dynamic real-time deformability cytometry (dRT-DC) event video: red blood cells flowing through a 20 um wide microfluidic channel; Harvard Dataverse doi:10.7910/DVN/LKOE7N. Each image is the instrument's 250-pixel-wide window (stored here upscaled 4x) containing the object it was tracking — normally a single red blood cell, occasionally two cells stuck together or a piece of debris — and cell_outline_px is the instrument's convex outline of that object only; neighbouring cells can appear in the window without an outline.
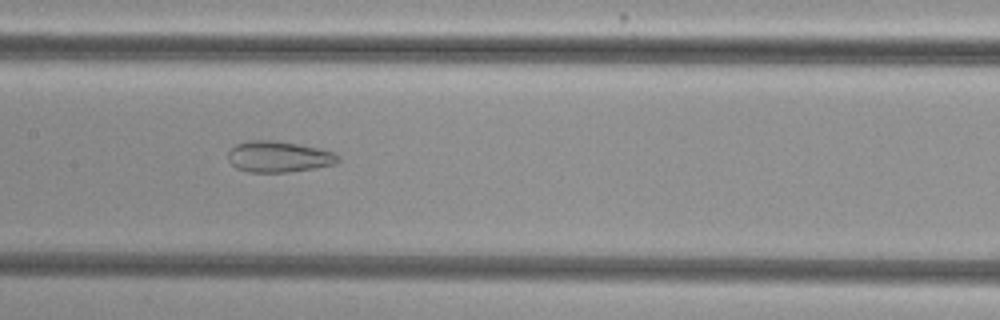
{"species": "common noctule bat (a hibernating species)", "species_latin": "Nyctalus noctula", "temperature_condition": "cold", "stored_images_in_passage": 51, "camera_frame_rate_fps": 3000, "um_per_image_px": 0.085, "animal": {"sex": "female", "body_mass_g": 29.2, "forearm_length_mm": 56.3}, "frame": {"image": 1, "passage_image": 28, "time_ms": 9.0, "image_size_px": [1000, 320], "cell_outline_px": [[340, 160], [336, 164], [288, 172], [248, 172], [236, 168], [228, 160], [228, 152], [236, 144], [248, 140], [276, 140], [300, 144], [332, 152], [340, 156]], "centroid_in_image_um": [23.67, 13.31], "position_along_channel_um": 183.7, "area_um2": 19.94}}
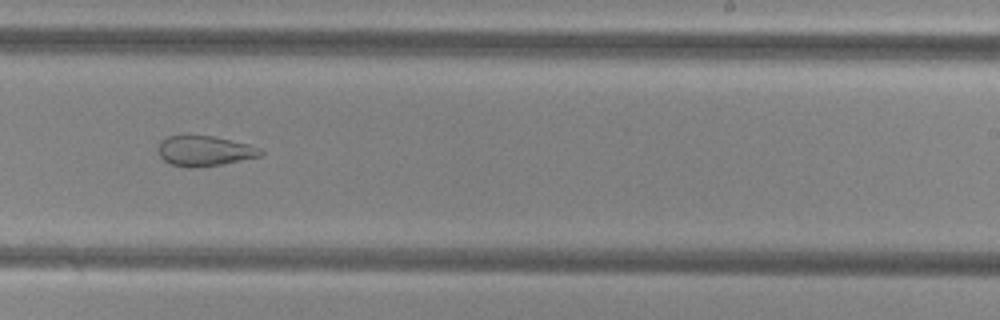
{"frame": {"image": 2, "passage_image": 35, "time_ms": 11.333, "image_size_px": [1000, 320], "cell_outline_px": [[264, 152], [260, 156], [224, 164], [196, 168], [188, 168], [172, 164], [164, 160], [160, 156], [160, 140], [168, 136], [212, 136], [248, 144], [260, 148]], "centroid_in_image_um": [17.41, 12.84], "position_along_channel_um": 271.6, "area_um2": 17.86}}
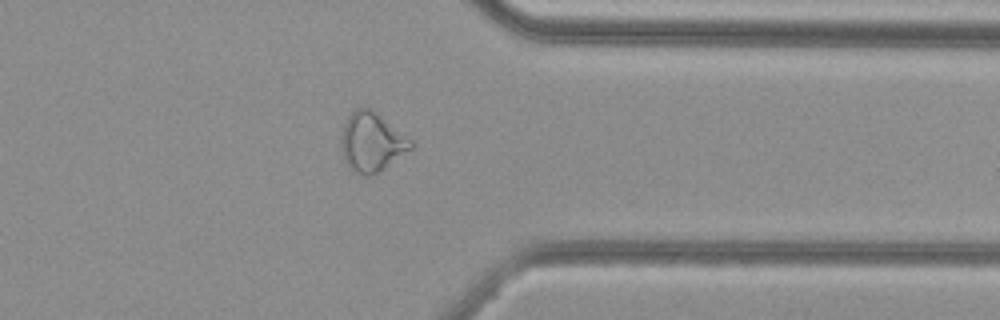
{"frame": {"image": 3, "passage_image": 44, "time_ms": 14.333, "image_size_px": [1000, 320], "cell_outline_px": [[416, 144], [412, 148], [380, 172], [368, 176], [364, 176], [352, 172], [348, 168], [344, 160], [340, 144], [344, 124], [348, 116], [356, 108], [372, 108], [412, 140]], "centroid_in_image_um": [31.59, 12.1], "position_along_channel_um": 379.8, "area_um2": 24.28}}